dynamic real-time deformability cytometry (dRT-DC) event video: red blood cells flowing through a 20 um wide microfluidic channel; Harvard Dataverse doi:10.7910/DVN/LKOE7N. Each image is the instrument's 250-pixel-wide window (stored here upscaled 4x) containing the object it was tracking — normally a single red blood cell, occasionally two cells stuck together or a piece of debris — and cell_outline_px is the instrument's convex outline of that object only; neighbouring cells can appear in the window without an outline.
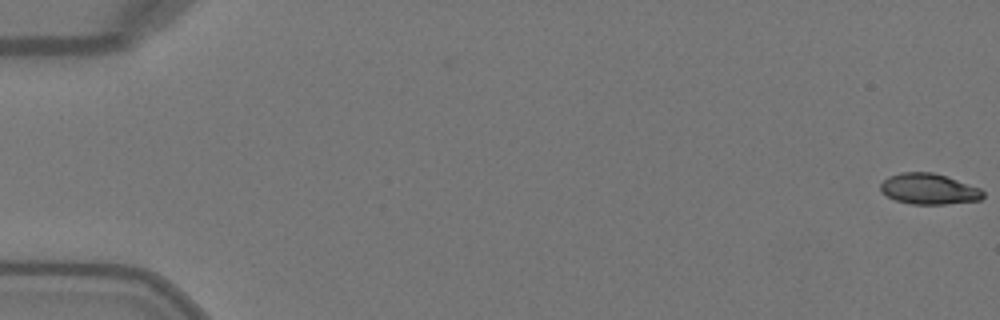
{"species": "Egyptian fruit bat (a non-hibernating species)", "species_latin": "Rousettus aegyptiacus", "temperature_condition": "warm", "stored_images_in_passage": 49, "camera_frame_rate_fps": 3000, "um_per_image_px": 0.085, "animal": {"sex": "female"}, "frame": {"image": 1, "passage_image": 1, "time_ms": 0.0, "image_size_px": [1000, 320], "cell_outline_px": [[984, 196], [980, 200], [944, 204], [912, 204], [896, 200], [880, 192], [880, 184], [888, 176], [900, 172], [932, 172], [948, 176], [980, 188], [984, 192]], "centroid_in_image_um": [78.95, 16.05], "position_along_channel_um": 6.1, "area_um2": 18.5}}
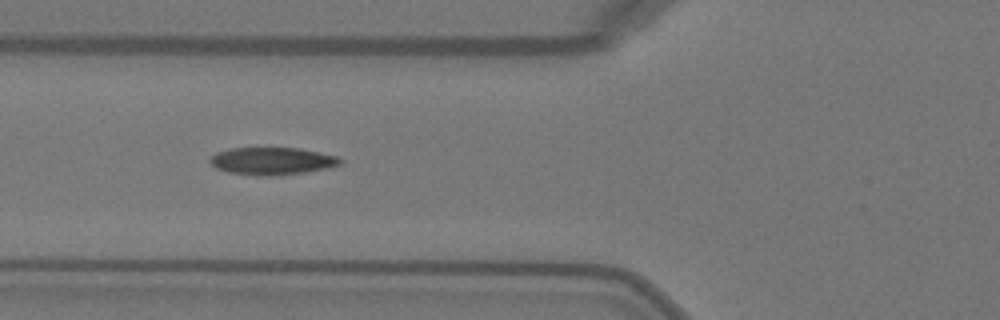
{"frame": {"image": 2, "passage_image": 20, "time_ms": 6.333, "image_size_px": [1000, 320], "cell_outline_px": [[344, 160], [340, 164], [324, 168], [304, 172], [272, 176], [256, 176], [228, 172], [216, 168], [208, 160], [216, 152], [228, 148], [300, 148], [320, 152], [336, 156]], "centroid_in_image_um": [23.09, 13.68], "position_along_channel_um": 102.7, "area_um2": 20.81}}
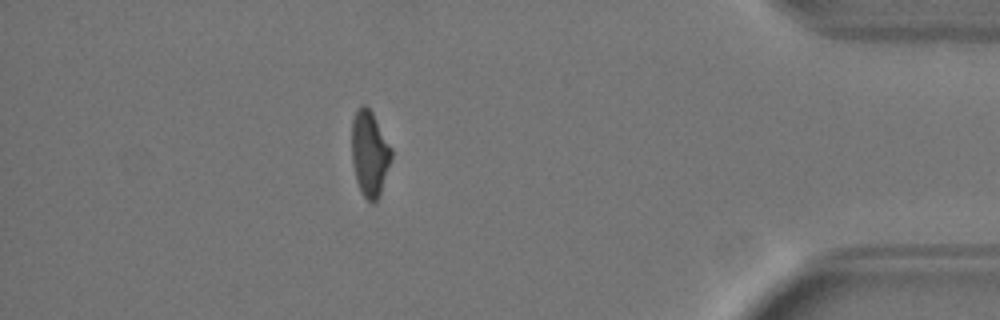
{"frame": {"image": 3, "passage_image": 45, "time_ms": 14.667, "image_size_px": [1000, 320], "cell_outline_px": [[392, 160], [380, 196], [372, 204], [364, 196], [356, 180], [352, 160], [352, 120], [360, 104], [364, 104], [372, 112], [392, 148]], "centroid_in_image_um": [31.44, 13.06], "position_along_channel_um": 403.8, "area_um2": 19.83}}